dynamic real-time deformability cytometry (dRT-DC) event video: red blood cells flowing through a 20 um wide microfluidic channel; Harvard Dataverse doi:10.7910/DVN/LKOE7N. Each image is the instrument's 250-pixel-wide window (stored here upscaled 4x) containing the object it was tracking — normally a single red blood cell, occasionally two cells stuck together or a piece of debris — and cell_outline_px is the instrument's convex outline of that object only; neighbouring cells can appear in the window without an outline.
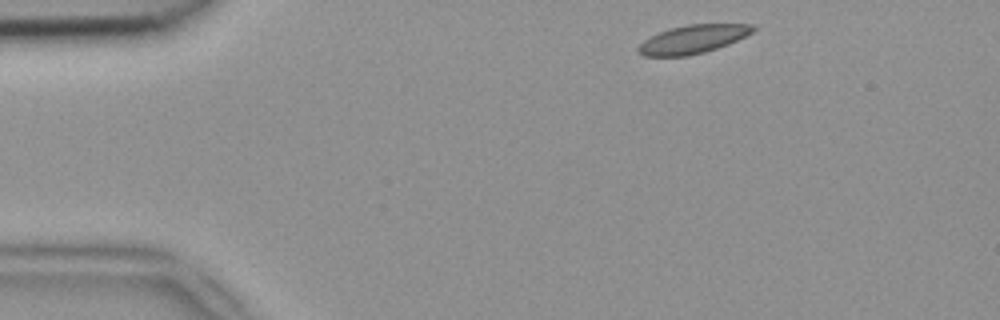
{"species": "common noctule bat (a hibernating species)", "species_latin": "Nyctalus noctula", "temperature_condition": "room temperature", "stored_images_in_passage": 46, "camera_frame_rate_fps": 3000, "um_per_image_px": 0.085, "animal": {"sex": "female", "body_mass_g": 18.4}, "frame": {"image": 1, "passage_image": 2, "time_ms": 0.333, "image_size_px": [1000, 320], "cell_outline_px": [[756, 28], [752, 32], [728, 44], [704, 52], [688, 56], [644, 56], [636, 48], [644, 40], [660, 32], [672, 28], [688, 24], [752, 24]], "centroid_in_image_um": [58.89, 3.33], "position_along_channel_um": 26.1, "area_um2": 18.67}}
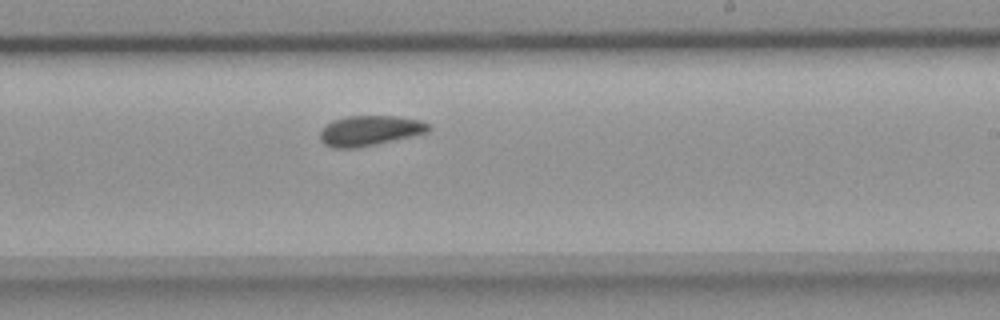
{"frame": {"image": 2, "passage_image": 25, "time_ms": 8.0, "image_size_px": [1000, 320], "cell_outline_px": [[432, 128], [428, 132], [412, 136], [376, 144], [356, 148], [332, 148], [324, 144], [320, 140], [320, 132], [324, 124], [332, 120], [348, 116], [396, 116], [420, 120], [428, 124]], "centroid_in_image_um": [31.4, 11.1], "position_along_channel_um": 257.6, "area_um2": 19.19}}
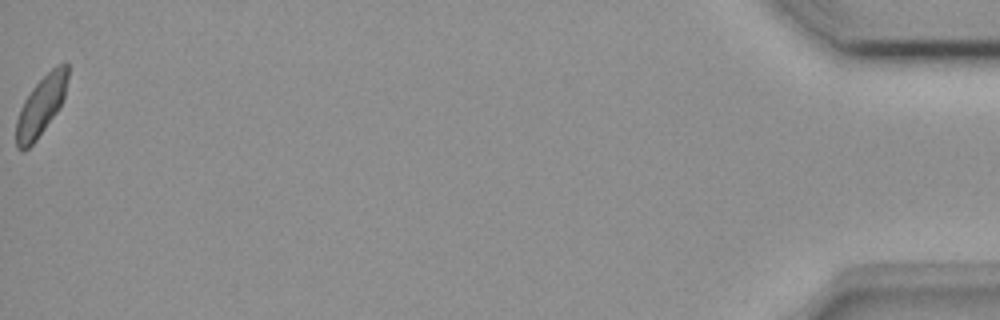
{"frame": {"image": 3, "passage_image": 46, "time_ms": 15.0, "image_size_px": [1000, 320], "cell_outline_px": [[68, 76], [64, 96], [60, 108], [36, 140], [24, 152], [20, 152], [16, 148], [16, 120], [20, 108], [24, 100], [32, 88], [56, 64], [68, 64]], "centroid_in_image_um": [3.47, 9.04], "position_along_channel_um": 431.7, "area_um2": 17.86}, "authors_computed_cell_mechanics": {"area_um2": 19.0451, "velocity_mm_per_s": 3.8989, "shape_relaxation_time_tau1_ms": null, "shape_relaxation_time_tau2_ms": 7.9427, "deformation_change_tau1": null, "deformation_change_tau2": 0.1033}}